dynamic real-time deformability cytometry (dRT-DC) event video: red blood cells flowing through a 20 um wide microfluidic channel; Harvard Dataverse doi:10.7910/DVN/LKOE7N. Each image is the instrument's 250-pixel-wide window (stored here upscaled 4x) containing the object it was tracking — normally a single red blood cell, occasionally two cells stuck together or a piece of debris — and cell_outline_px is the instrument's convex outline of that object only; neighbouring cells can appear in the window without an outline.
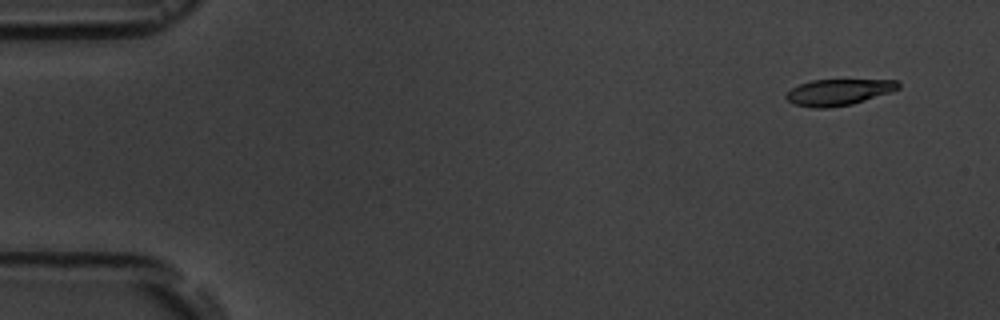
{"species": "common noctule bat (a hibernating species)", "species_latin": "Nyctalus noctula", "temperature_condition": "room temperature", "stored_images_in_passage": 6, "camera_frame_rate_fps": 3000, "um_per_image_px": 0.085, "animal": {"sex": "male", "body_mass_g": 19.5, "forearm_length_mm": 54.6}, "frame": {"image": 1, "passage_image": 1, "time_ms": 0.0, "image_size_px": [1000, 320], "cell_outline_px": [[900, 88], [892, 92], [852, 104], [828, 108], [816, 108], [792, 104], [784, 96], [792, 88], [800, 84], [812, 80], [900, 80]], "centroid_in_image_um": [71.3, 7.83], "position_along_channel_um": 13.7, "area_um2": 17.17}}
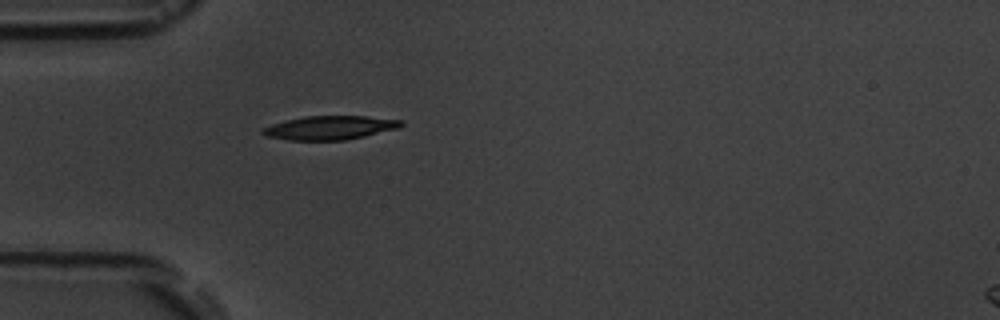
{"frame": {"image": 2, "passage_image": 5, "time_ms": 4.333, "image_size_px": [1000, 320], "cell_outline_px": [[404, 124], [400, 128], [364, 136], [344, 140], [288, 140], [268, 136], [260, 132], [260, 128], [272, 124], [304, 116], [364, 116], [404, 120]], "centroid_in_image_um": [28.06, 10.85], "position_along_channel_um": 56.9, "area_um2": 19.19}}